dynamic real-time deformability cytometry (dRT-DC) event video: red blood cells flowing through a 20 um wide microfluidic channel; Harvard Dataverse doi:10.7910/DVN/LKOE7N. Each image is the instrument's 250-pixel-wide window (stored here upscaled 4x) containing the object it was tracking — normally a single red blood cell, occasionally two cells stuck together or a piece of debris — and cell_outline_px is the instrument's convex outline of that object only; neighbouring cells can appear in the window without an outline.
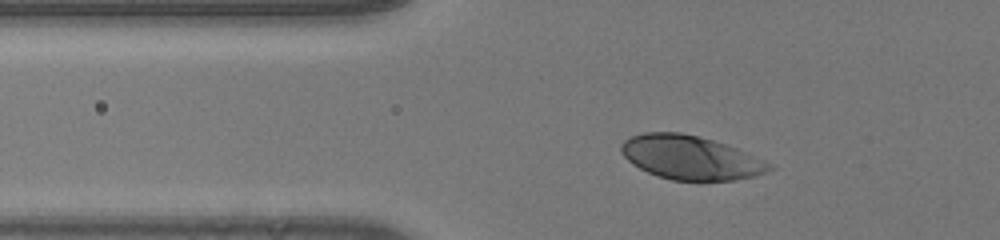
{"species": "human", "species_latin": "Homo sapiens", "temperature_condition": "room temperature", "stored_images_in_passage": 37, "camera_frame_rate_fps": 3000, "um_per_image_px": 0.085, "donor": {"sex": "male"}, "frame": {"image": 1, "passage_image": 9, "time_ms": 2.667, "image_size_px": [1000, 240], "cell_outline_px": [[776, 168], [756, 176], [736, 180], [672, 180], [656, 176], [632, 164], [620, 152], [620, 144], [624, 140], [632, 136], [644, 132], [680, 132], [700, 136], [748, 152], [776, 164]], "centroid_in_image_um": [58.74, 13.39], "position_along_channel_um": 67.1, "area_um2": 38.26}}
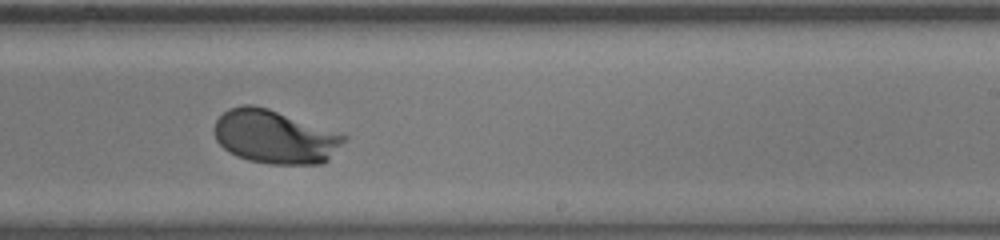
{"frame": {"image": 2, "passage_image": 25, "time_ms": 8.0, "image_size_px": [1000, 240], "cell_outline_px": [[348, 136], [328, 160], [324, 164], [268, 164], [248, 160], [236, 156], [228, 152], [216, 140], [212, 128], [216, 120], [228, 108], [244, 104], [252, 104], [268, 108]], "centroid_in_image_um": [23.31, 11.63], "position_along_channel_um": 265.7, "area_um2": 40.46}}
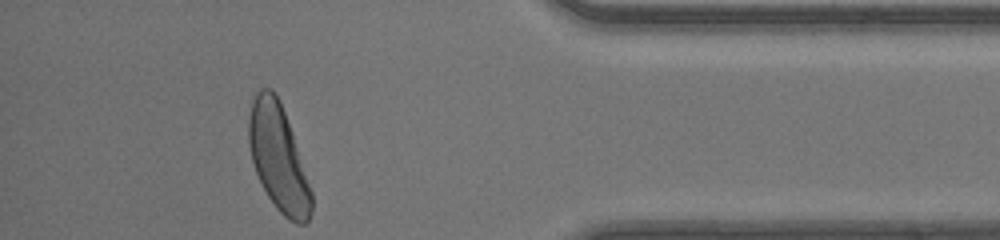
{"frame": {"image": 3, "passage_image": 37, "time_ms": 12.0, "image_size_px": [1000, 240], "cell_outline_px": [[312, 212], [308, 220], [304, 224], [296, 224], [288, 220], [276, 208], [268, 196], [256, 172], [252, 160], [248, 144], [248, 116], [252, 100], [256, 92], [260, 88], [272, 88], [276, 92], [280, 100], [292, 132], [312, 192]], "centroid_in_image_um": [23.65, 13.39], "position_along_channel_um": 411.6, "area_um2": 38.84}, "authors_computed_cell_mechanics": {"area_um2": 40.0554, "velocity_mm_per_s": 4.1181, "shape_relaxation_time_tau1_ms": 1.6903, "shape_relaxation_time_tau2_ms": null, "deformation_change_tau1": 0.1314, "deformation_change_tau2": null}}